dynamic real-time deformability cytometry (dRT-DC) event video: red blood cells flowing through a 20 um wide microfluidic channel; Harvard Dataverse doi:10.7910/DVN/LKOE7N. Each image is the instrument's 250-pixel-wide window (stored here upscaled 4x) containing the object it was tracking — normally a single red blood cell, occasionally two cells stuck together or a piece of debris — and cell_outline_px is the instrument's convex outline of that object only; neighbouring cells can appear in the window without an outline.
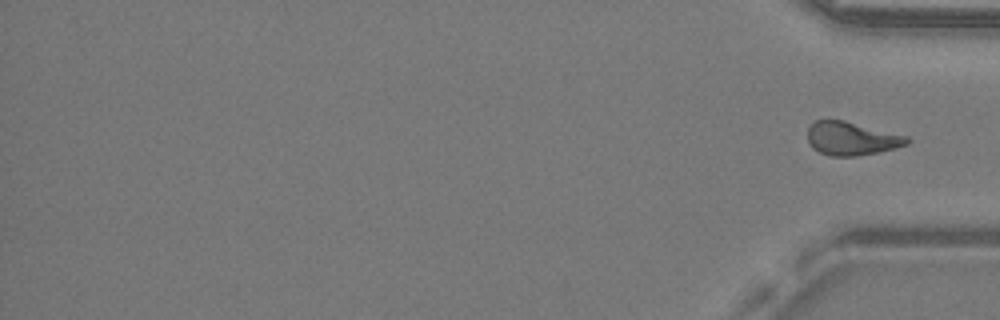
{"species": "common noctule bat (a hibernating species)", "species_latin": "Nyctalus noctula", "temperature_condition": "warm", "stored_images_in_passage": 44, "segment_of_instrument_passage": [2, 2], "camera_frame_rate_fps": 3000, "um_per_image_px": 0.085, "animal": {"sex": "male", "body_mass_g": 19.2, "forearm_length_mm": 51.8}, "frame": {"image": 1, "passage_image": 44, "time_ms": 14.333, "image_size_px": [1000, 320], "cell_outline_px": [[912, 140], [908, 144], [896, 148], [880, 152], [856, 156], [828, 156], [812, 148], [808, 144], [808, 128], [816, 120], [844, 120], [908, 136]], "centroid_in_image_um": [72.4, 11.78], "position_along_channel_um": 362.8, "area_um2": 19.54}}